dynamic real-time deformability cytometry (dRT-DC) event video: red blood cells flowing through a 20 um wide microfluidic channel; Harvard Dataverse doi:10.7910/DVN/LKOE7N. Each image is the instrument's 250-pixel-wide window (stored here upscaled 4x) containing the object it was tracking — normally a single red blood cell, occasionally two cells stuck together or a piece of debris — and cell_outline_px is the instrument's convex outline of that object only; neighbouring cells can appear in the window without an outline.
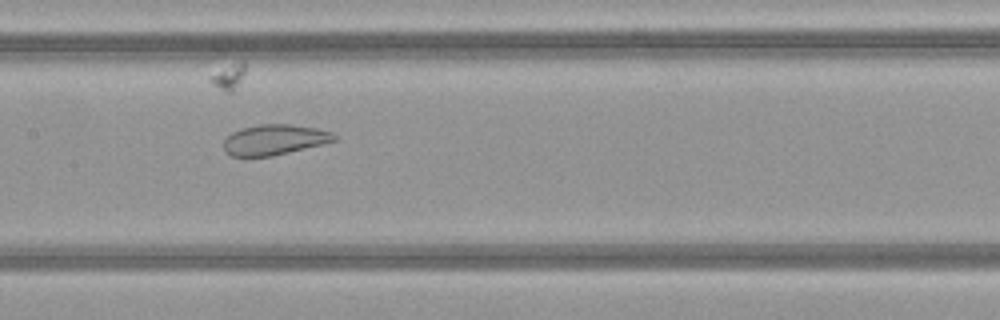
{"species": "common noctule bat (a hibernating species)", "species_latin": "Nyctalus noctula", "temperature_condition": "warm", "stored_images_in_passage": 38, "camera_frame_rate_fps": 3000, "um_per_image_px": 0.085, "animal": {"sex": "female", "body_mass_g": 21.9}, "frame": {"image": 1, "passage_image": 19, "time_ms": 6.0, "image_size_px": [1000, 320], "cell_outline_px": [[336, 140], [324, 144], [272, 156], [232, 156], [224, 152], [224, 140], [232, 132], [240, 128], [260, 124], [292, 124], [316, 128], [332, 132], [336, 136]], "centroid_in_image_um": [23.32, 11.87], "position_along_channel_um": 184.1, "area_um2": 19.65}}
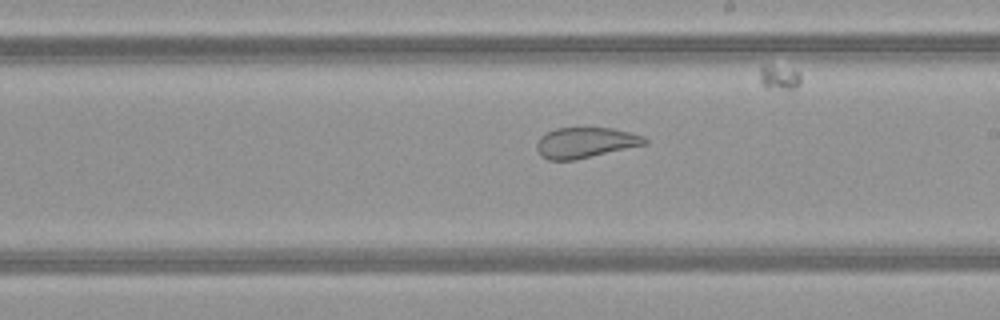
{"frame": {"image": 2, "passage_image": 23, "time_ms": 7.333, "image_size_px": [1000, 320], "cell_outline_px": [[648, 144], [576, 160], [548, 160], [540, 156], [536, 148], [536, 144], [540, 136], [556, 128], [612, 128], [644, 136], [648, 140]], "centroid_in_image_um": [49.76, 12.14], "position_along_channel_um": 239.2, "area_um2": 19.36}}
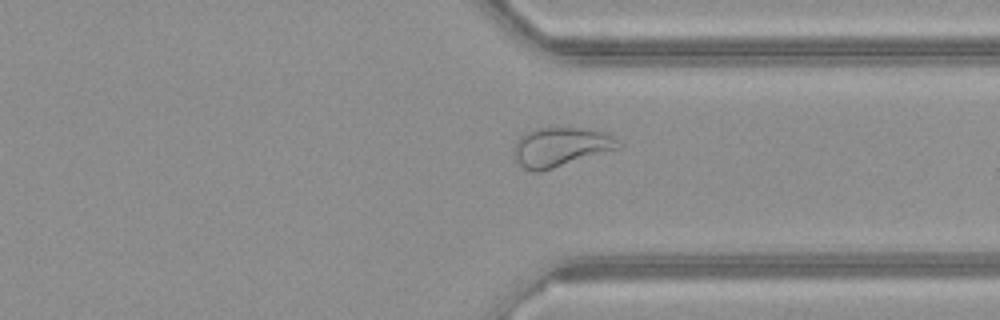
{"frame": {"image": 3, "passage_image": 32, "time_ms": 10.333, "image_size_px": [1000, 320], "cell_outline_px": [[624, 144], [620, 148], [540, 172], [532, 172], [524, 168], [516, 160], [512, 148], [516, 140], [520, 136], [536, 128], [580, 128], [604, 132], [612, 136]], "centroid_in_image_um": [47.65, 12.5], "position_along_channel_um": 363.8, "area_um2": 23.87}}